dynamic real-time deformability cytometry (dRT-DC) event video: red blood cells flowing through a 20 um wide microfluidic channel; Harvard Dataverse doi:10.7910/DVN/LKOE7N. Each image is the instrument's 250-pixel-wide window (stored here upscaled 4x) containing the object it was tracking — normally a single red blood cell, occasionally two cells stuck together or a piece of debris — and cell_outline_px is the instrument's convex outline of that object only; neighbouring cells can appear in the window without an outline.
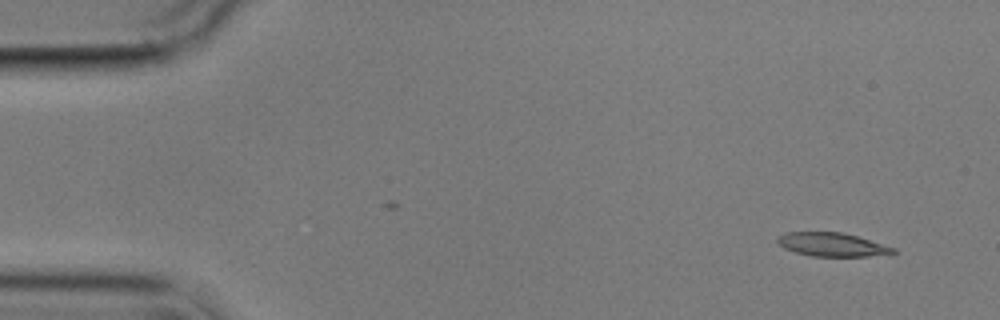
{"species": "common noctule bat (a hibernating species)", "species_latin": "Nyctalus noctula", "temperature_condition": "cold", "stored_images_in_passage": 6, "camera_frame_rate_fps": 3000, "um_per_image_px": 0.085, "animal": {"sex": "male", "body_mass_g": 17.9}, "frame": {"image": 1, "passage_image": 1, "time_ms": 0.0, "image_size_px": [1000, 320], "cell_outline_px": [[896, 252], [892, 256], [812, 256], [796, 252], [784, 248], [776, 240], [776, 236], [784, 232], [844, 232], [896, 248]], "centroid_in_image_um": [70.78, 20.79], "position_along_channel_um": 14.2, "area_um2": 16.18}}
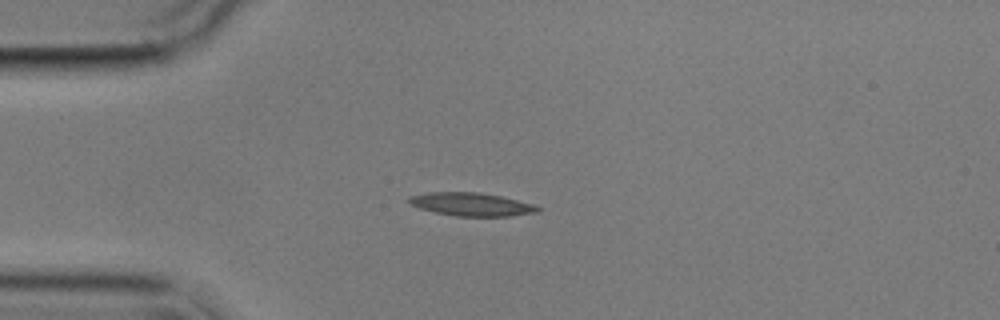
{"frame": {"image": 2, "passage_image": 4, "time_ms": 3.333, "image_size_px": [1000, 320], "cell_outline_px": [[540, 212], [512, 216], [456, 216], [436, 212], [420, 208], [408, 204], [408, 196], [432, 192], [476, 192], [500, 196], [536, 204], [540, 208]], "centroid_in_image_um": [40.1, 17.37], "position_along_channel_um": 44.9, "area_um2": 17.46}}
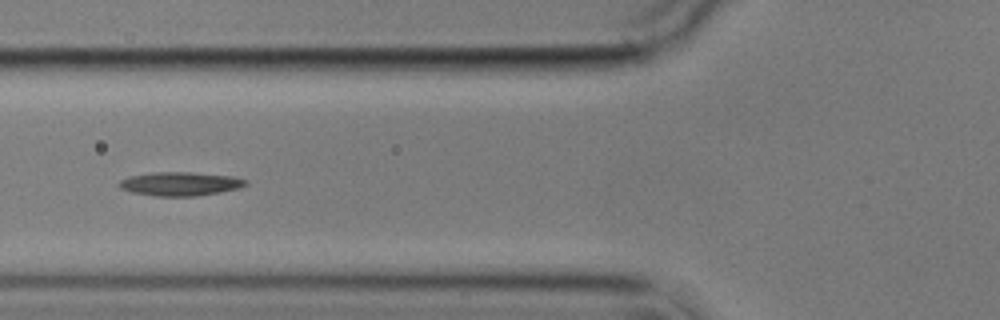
{"frame": {"image": 3, "passage_image": 6, "time_ms": 5.667, "image_size_px": [1000, 320], "cell_outline_px": [[248, 184], [240, 188], [220, 192], [196, 196], [152, 196], [132, 192], [120, 188], [116, 184], [120, 180], [128, 176], [152, 172], [192, 172], [232, 176], [248, 180]], "centroid_in_image_um": [15.3, 15.62], "position_along_channel_um": 110.5, "area_um2": 17.74}}